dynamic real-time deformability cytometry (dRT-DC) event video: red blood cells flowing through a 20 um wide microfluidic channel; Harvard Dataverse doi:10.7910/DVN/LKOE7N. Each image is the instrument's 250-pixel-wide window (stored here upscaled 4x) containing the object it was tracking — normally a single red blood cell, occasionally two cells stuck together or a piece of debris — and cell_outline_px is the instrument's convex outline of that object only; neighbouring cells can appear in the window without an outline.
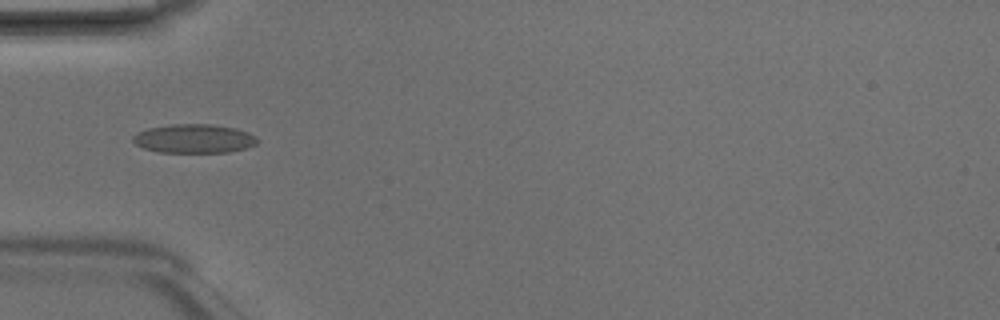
{"species": "Egyptian fruit bat (a non-hibernating species)", "species_latin": "Rousettus aegyptiacus", "temperature_condition": "room temperature", "stored_images_in_passage": 5, "camera_frame_rate_fps": 3000, "um_per_image_px": 0.085, "animal": {"sex": "male"}, "frame": {"image": 1, "passage_image": 5, "time_ms": 1.333, "image_size_px": [1000, 320], "cell_outline_px": [[260, 140], [256, 144], [244, 148], [228, 152], [160, 152], [144, 148], [136, 144], [132, 140], [132, 136], [136, 132], [148, 128], [172, 124], [212, 124], [236, 128], [248, 132], [256, 136]], "centroid_in_image_um": [16.5, 11.77], "position_along_channel_um": 68.5, "area_um2": 20.98}}